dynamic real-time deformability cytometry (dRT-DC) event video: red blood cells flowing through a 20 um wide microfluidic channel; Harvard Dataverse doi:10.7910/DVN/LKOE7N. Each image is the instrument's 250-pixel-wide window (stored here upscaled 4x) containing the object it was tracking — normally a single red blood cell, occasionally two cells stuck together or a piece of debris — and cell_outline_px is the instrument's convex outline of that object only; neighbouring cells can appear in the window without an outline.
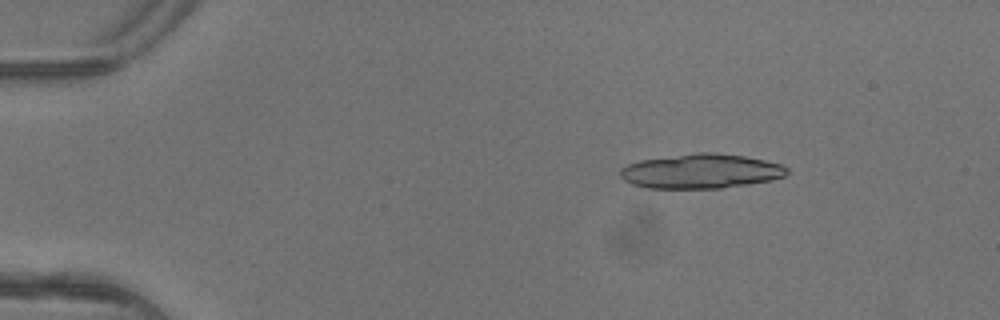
{"species": "common noctule bat (a hibernating species)", "species_latin": "Nyctalus noctula", "temperature_condition": "warm", "stored_images_in_passage": 5, "camera_frame_rate_fps": 3000, "um_per_image_px": 0.085, "animal": {"sex": "female"}, "frame": {"image": 1, "passage_image": 3, "time_ms": 0.667, "image_size_px": [1000, 320], "cell_outline_px": [[788, 172], [784, 176], [772, 180], [748, 184], [720, 188], [644, 188], [632, 184], [624, 180], [620, 176], [620, 168], [628, 164], [640, 160], [700, 152], [712, 152], [744, 156], [764, 160], [780, 164], [788, 168]], "centroid_in_image_um": [59.56, 14.56], "position_along_channel_um": 25.4, "area_um2": 33.47}}